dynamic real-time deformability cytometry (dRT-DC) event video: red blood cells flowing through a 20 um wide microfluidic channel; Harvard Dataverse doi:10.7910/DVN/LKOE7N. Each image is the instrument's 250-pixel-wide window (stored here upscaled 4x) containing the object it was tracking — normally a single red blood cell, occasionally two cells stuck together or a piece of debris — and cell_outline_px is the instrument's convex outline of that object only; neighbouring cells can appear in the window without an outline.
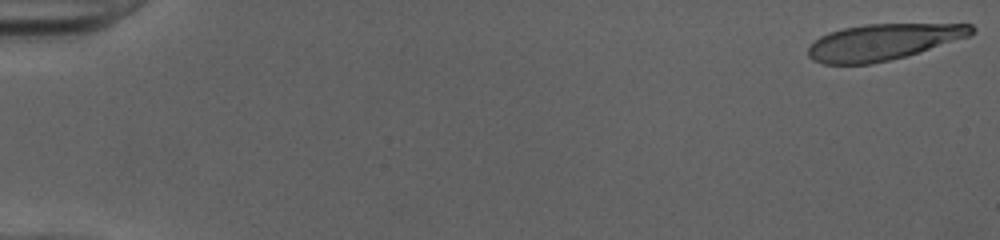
{"species": "human", "species_latin": "Homo sapiens", "temperature_condition": "cold", "stored_images_in_passage": 51, "camera_frame_rate_fps": 3000, "um_per_image_px": 0.085, "donor": {"sex": "female"}, "frame": {"image": 1, "passage_image": 1, "time_ms": 0.0, "image_size_px": [1000, 240], "cell_outline_px": [[976, 32], [968, 36], [904, 56], [872, 64], [824, 64], [812, 60], [808, 56], [808, 48], [820, 36], [828, 32], [844, 28], [864, 24], [972, 24], [976, 28]], "centroid_in_image_um": [75.02, 3.56], "position_along_channel_um": 10.0, "area_um2": 34.04}}
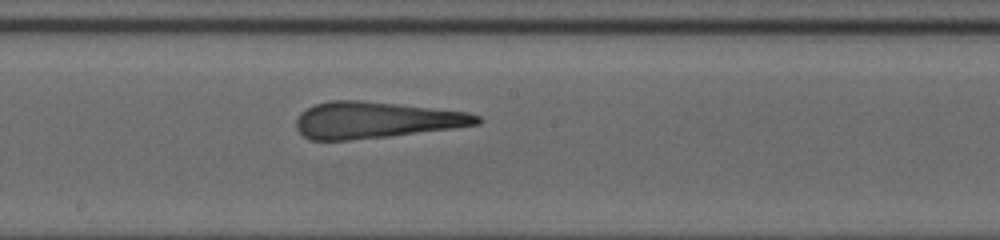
{"frame": {"image": 2, "passage_image": 29, "time_ms": 9.333, "image_size_px": [1000, 240], "cell_outline_px": [[484, 120], [480, 124], [452, 128], [388, 136], [348, 140], [312, 140], [304, 136], [296, 128], [296, 120], [300, 112], [316, 104], [332, 100], [360, 100], [468, 112], [480, 116]], "centroid_in_image_um": [31.93, 10.2], "position_along_channel_um": 216.3, "area_um2": 38.09}}
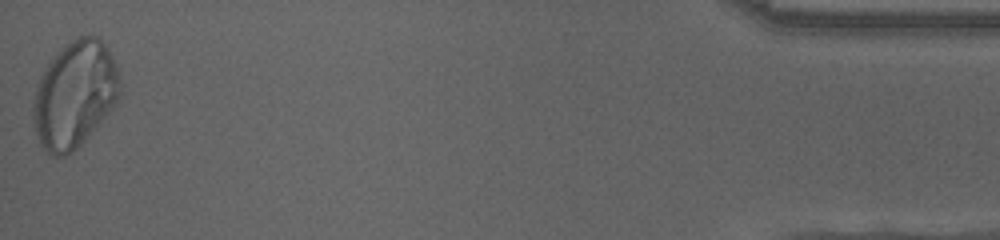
{"frame": {"image": 3, "passage_image": 51, "time_ms": 16.667, "image_size_px": [1000, 240], "cell_outline_px": [[120, 100], [84, 140], [72, 152], [64, 156], [52, 156], [40, 144], [36, 136], [32, 116], [32, 100], [40, 76], [44, 68], [64, 44], [80, 36], [96, 36], [104, 44], [112, 56], [116, 64], [120, 76]], "centroid_in_image_um": [6.34, 8.04], "position_along_channel_um": 428.9, "area_um2": 53.99}, "authors_computed_cell_mechanics": {"area_um2": 39.0728, "velocity_mm_per_s": 4.0382, "shape_relaxation_time_tau1_ms": 6.4522, "shape_relaxation_time_tau2_ms": 1.1958, "deformation_change_tau1": 0.3133, "deformation_change_tau2": 0.15}}